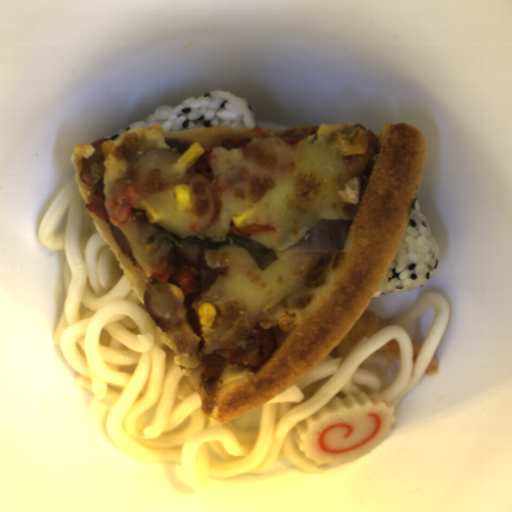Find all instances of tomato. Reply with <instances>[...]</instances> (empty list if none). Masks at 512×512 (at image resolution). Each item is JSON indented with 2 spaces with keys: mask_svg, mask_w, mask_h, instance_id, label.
<instances>
[{
  "mask_svg": "<svg viewBox=\"0 0 512 512\" xmlns=\"http://www.w3.org/2000/svg\"><path fill=\"white\" fill-rule=\"evenodd\" d=\"M176 286L181 288L184 296L199 291L196 275L193 272H183L176 278Z\"/></svg>",
  "mask_w": 512,
  "mask_h": 512,
  "instance_id": "2",
  "label": "tomato"
},
{
  "mask_svg": "<svg viewBox=\"0 0 512 512\" xmlns=\"http://www.w3.org/2000/svg\"><path fill=\"white\" fill-rule=\"evenodd\" d=\"M138 191L136 185H126L116 191L108 204L113 212V219L118 223L127 222L136 208Z\"/></svg>",
  "mask_w": 512,
  "mask_h": 512,
  "instance_id": "1",
  "label": "tomato"
},
{
  "mask_svg": "<svg viewBox=\"0 0 512 512\" xmlns=\"http://www.w3.org/2000/svg\"><path fill=\"white\" fill-rule=\"evenodd\" d=\"M152 279L158 282H163L165 285L168 282L170 278V273L164 272V273H152L151 275Z\"/></svg>",
  "mask_w": 512,
  "mask_h": 512,
  "instance_id": "3",
  "label": "tomato"
}]
</instances>
